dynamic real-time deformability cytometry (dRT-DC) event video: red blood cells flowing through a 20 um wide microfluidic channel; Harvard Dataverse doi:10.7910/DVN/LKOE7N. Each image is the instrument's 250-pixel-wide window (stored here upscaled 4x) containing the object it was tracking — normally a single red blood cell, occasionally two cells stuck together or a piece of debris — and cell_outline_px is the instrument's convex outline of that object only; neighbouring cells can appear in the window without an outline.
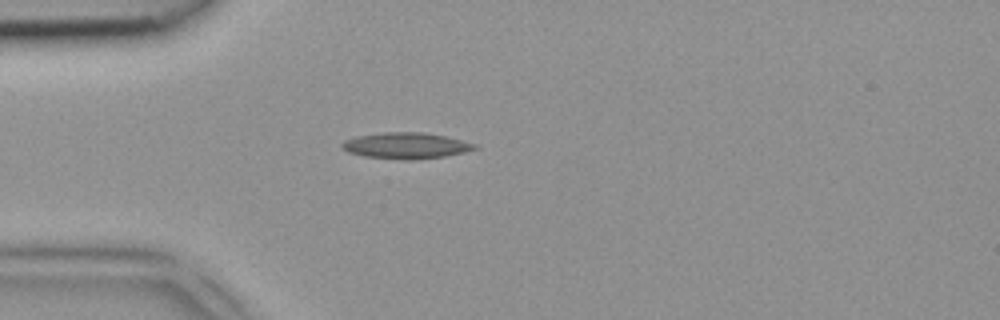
{"species": "common noctule bat (a hibernating species)", "species_latin": "Nyctalus noctula", "temperature_condition": "room temperature", "stored_images_in_passage": 1, "camera_frame_rate_fps": 3000, "um_per_image_px": 0.085, "animal": {"sex": "female", "body_mass_g": 18.4}, "frame": {"image": 1, "passage_image": 1, "time_ms": 0.0, "image_size_px": [1000, 320], "cell_outline_px": [[480, 148], [464, 152], [444, 156], [412, 160], [404, 160], [364, 156], [348, 152], [340, 144], [344, 140], [356, 136], [384, 132], [424, 132], [444, 136], [476, 144]], "centroid_in_image_um": [34.5, 12.38], "position_along_channel_um": 50.5, "area_um2": 20.11}}